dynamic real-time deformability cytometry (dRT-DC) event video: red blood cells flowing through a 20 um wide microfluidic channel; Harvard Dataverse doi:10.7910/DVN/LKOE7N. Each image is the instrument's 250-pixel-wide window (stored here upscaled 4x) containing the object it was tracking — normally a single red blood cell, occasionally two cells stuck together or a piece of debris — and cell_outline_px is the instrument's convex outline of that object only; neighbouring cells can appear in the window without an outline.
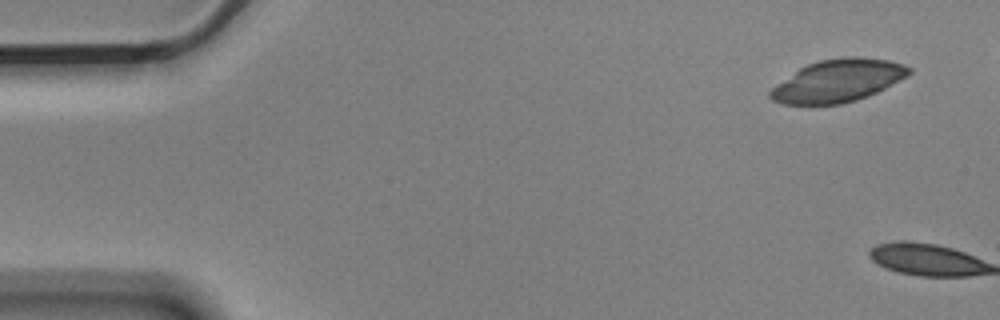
{"species": "Egyptian fruit bat (a non-hibernating species)", "species_latin": "Rousettus aegyptiacus", "temperature_condition": "cold", "stored_images_in_passage": 2, "camera_frame_rate_fps": 3000, "um_per_image_px": 0.085, "animal": {"sex": "male"}, "frame": {"image": 1, "passage_image": 1, "time_ms": 0.0, "image_size_px": [1000, 320], "cell_outline_px": [[912, 72], [908, 76], [876, 92], [856, 100], [840, 104], [784, 104], [772, 100], [768, 96], [768, 92], [772, 88], [800, 68], [808, 64], [820, 60], [844, 56], [860, 56], [888, 60], [904, 64], [912, 68]], "centroid_in_image_um": [71.25, 6.85], "position_along_channel_um": 13.7, "area_um2": 34.16}}